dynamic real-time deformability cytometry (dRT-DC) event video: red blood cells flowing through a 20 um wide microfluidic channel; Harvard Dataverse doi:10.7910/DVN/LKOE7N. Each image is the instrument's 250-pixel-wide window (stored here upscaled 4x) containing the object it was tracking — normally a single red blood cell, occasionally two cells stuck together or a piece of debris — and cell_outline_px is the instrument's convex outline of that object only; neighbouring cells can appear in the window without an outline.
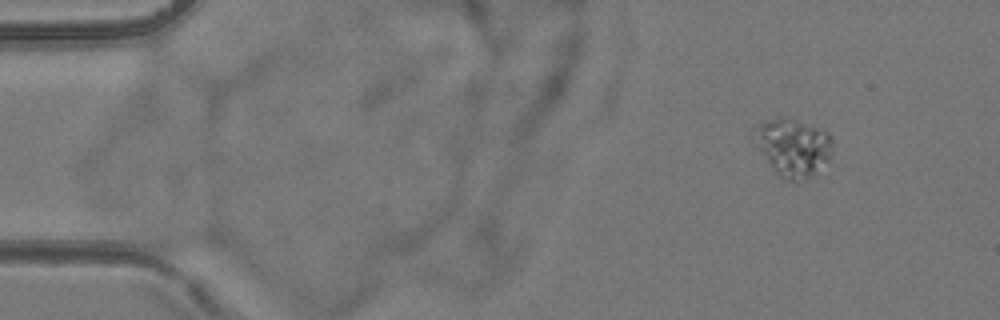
{"species": "common noctule bat (a hibernating species)", "species_latin": "Nyctalus noctula", "temperature_condition": "room temperature", "stored_images_in_passage": 4, "camera_frame_rate_fps": 3000, "um_per_image_px": 0.085, "animal": {"sex": "female", "body_mass_g": 24.6, "forearm_length_mm": 56.2}, "frame": {"image": 1, "passage_image": 1, "time_ms": 0.0, "image_size_px": [1000, 320], "cell_outline_px": [[832, 156], [828, 160], [808, 176], [792, 180], [788, 180], [780, 176], [776, 172], [760, 148], [756, 124], [764, 120], [780, 116], [788, 116], [828, 132], [832, 140]], "centroid_in_image_um": [67.46, 12.44], "position_along_channel_um": 17.5, "area_um2": 25.2}}